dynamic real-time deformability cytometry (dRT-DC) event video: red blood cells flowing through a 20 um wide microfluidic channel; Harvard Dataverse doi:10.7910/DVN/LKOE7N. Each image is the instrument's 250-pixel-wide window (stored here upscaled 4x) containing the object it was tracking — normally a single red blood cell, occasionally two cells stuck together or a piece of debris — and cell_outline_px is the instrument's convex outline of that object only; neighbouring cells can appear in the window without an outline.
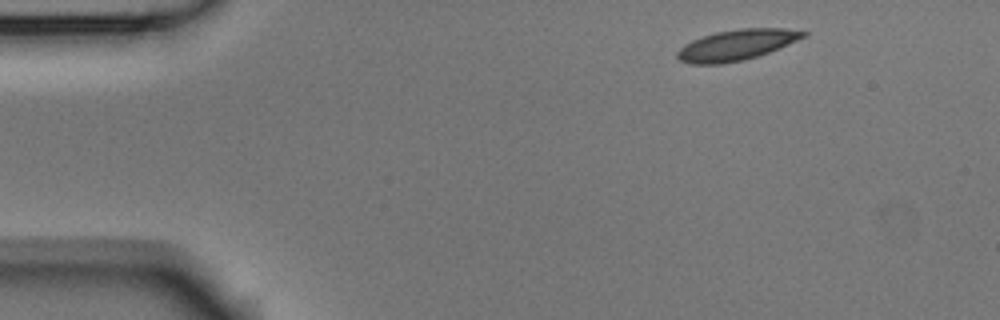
{"species": "Egyptian fruit bat (a non-hibernating species)", "species_latin": "Rousettus aegyptiacus", "temperature_condition": "room temperature", "stored_images_in_passage": 6, "camera_frame_rate_fps": 3000, "um_per_image_px": 0.085, "animal": {"sex": "male"}, "frame": {"image": 1, "passage_image": 1, "time_ms": 0.0, "image_size_px": [1000, 320], "cell_outline_px": [[808, 36], [780, 48], [744, 60], [720, 64], [692, 64], [680, 60], [676, 56], [676, 52], [684, 44], [692, 40], [716, 32], [740, 28], [784, 28], [808, 32]], "centroid_in_image_um": [62.63, 3.82], "position_along_channel_um": 22.4, "area_um2": 22.54}}
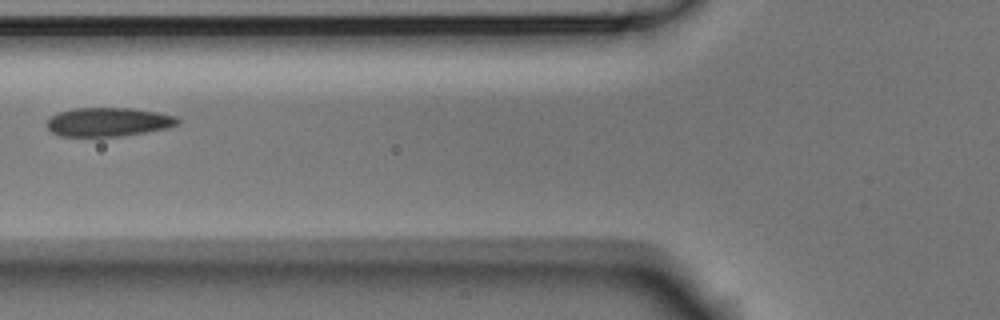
{"frame": {"image": 2, "passage_image": 5, "time_ms": 1.333, "image_size_px": [1000, 320], "cell_outline_px": [[180, 124], [168, 128], [124, 136], [60, 136], [52, 132], [44, 124], [52, 116], [60, 112], [76, 108], [132, 108], [156, 112], [176, 116], [180, 120]], "centroid_in_image_um": [9.23, 10.37], "position_along_channel_um": 116.6, "area_um2": 22.02}}
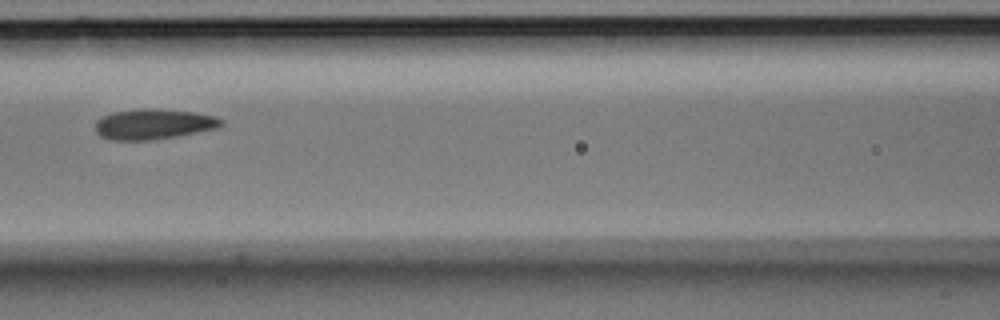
{"frame": {"image": 3, "passage_image": 6, "time_ms": 1.667, "image_size_px": [1000, 320], "cell_outline_px": [[224, 124], [220, 128], [176, 136], [152, 140], [108, 140], [100, 136], [96, 132], [96, 120], [112, 112], [144, 108], [152, 108], [196, 112], [216, 116], [224, 120]], "centroid_in_image_um": [13.09, 10.55], "position_along_channel_um": 153.5, "area_um2": 22.54}}